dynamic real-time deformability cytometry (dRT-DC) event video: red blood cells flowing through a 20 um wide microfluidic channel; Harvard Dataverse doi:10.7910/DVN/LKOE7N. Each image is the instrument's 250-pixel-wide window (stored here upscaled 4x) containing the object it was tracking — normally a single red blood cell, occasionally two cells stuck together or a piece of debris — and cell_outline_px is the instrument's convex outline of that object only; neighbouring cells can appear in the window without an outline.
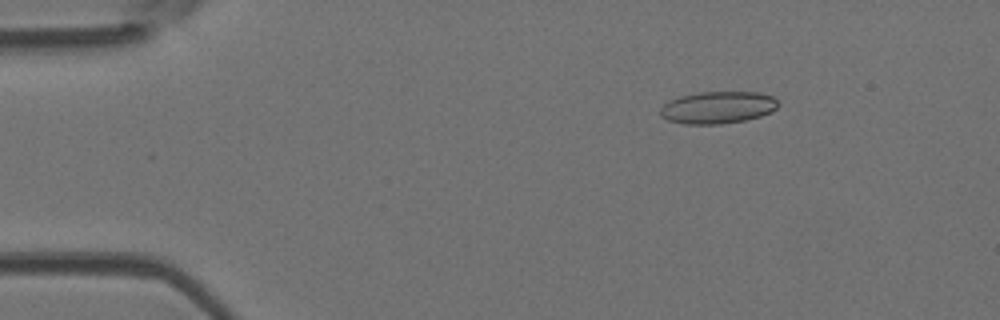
{"species": "Egyptian fruit bat (a non-hibernating species)", "species_latin": "Rousettus aegyptiacus", "temperature_condition": "room temperature", "stored_images_in_passage": 48, "camera_frame_rate_fps": 3000, "um_per_image_px": 0.085, "animal": {"sex": "female"}, "frame": {"image": 1, "passage_image": 4, "time_ms": 1.0, "image_size_px": [1000, 320], "cell_outline_px": [[780, 104], [772, 112], [760, 116], [744, 120], [720, 124], [684, 124], [668, 120], [660, 116], [660, 108], [668, 100], [680, 96], [700, 92], [756, 92], [772, 96]], "centroid_in_image_um": [60.99, 9.13], "position_along_channel_um": 24.0, "area_um2": 22.14}}
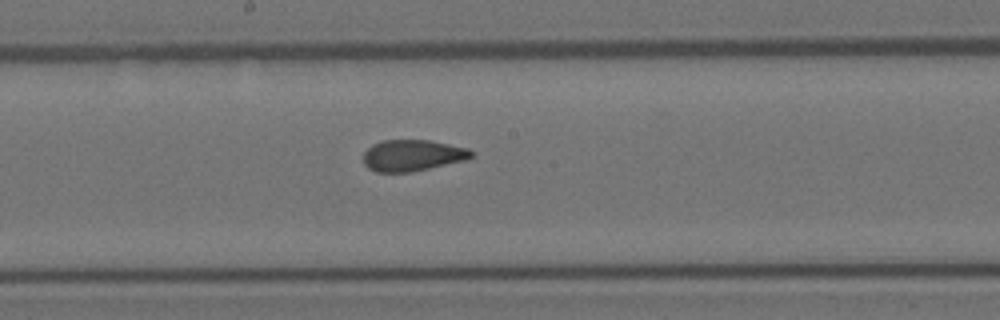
{"frame": {"image": 2, "passage_image": 24, "time_ms": 7.667, "image_size_px": [1000, 320], "cell_outline_px": [[476, 152], [468, 160], [408, 172], [376, 172], [368, 168], [364, 164], [364, 152], [372, 144], [380, 140], [428, 140], [468, 148]], "centroid_in_image_um": [35.07, 13.2], "position_along_channel_um": 213.1, "area_um2": 19.77}}
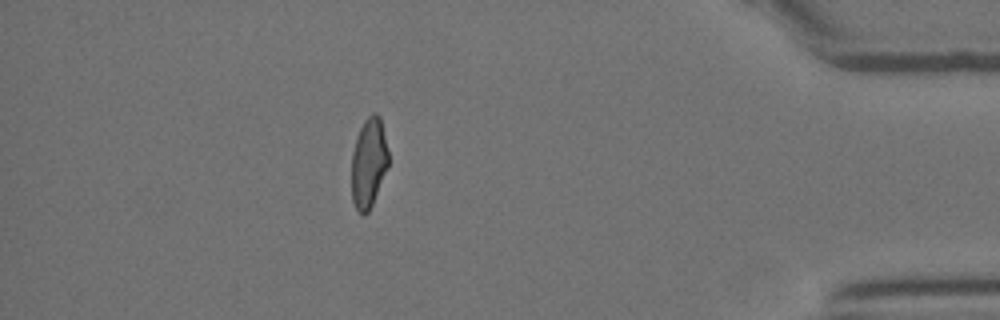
{"frame": {"image": 3, "passage_image": 42, "time_ms": 13.667, "image_size_px": [1000, 320], "cell_outline_px": [[388, 168], [372, 204], [368, 212], [364, 216], [356, 208], [352, 200], [352, 152], [356, 136], [364, 120], [372, 112], [376, 112], [380, 116], [388, 152]], "centroid_in_image_um": [31.34, 13.82], "position_along_channel_um": 403.9, "area_um2": 19.31}, "authors_computed_cell_mechanics": {"area_um2": 20.3456, "velocity_mm_per_s": 3.9246, "shape_relaxation_time_tau1_ms": null, "shape_relaxation_time_tau2_ms": 1.4845, "deformation_change_tau1": null, "deformation_change_tau2": 0.0757}}